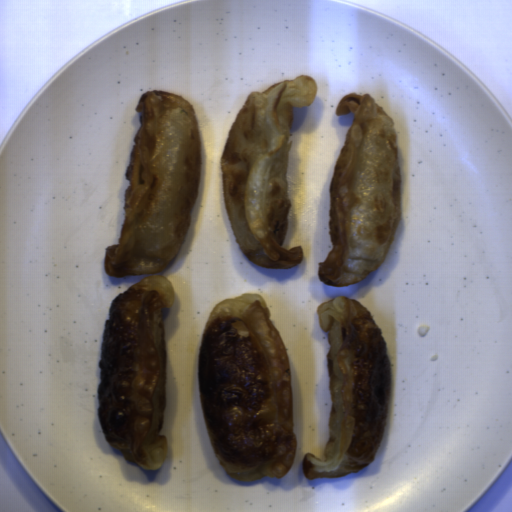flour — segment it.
I'll list each match as a JSON object with an SVG mask.
<instances>
[{
  "label": "flour",
  "instance_id": "4",
  "mask_svg": "<svg viewBox=\"0 0 512 512\" xmlns=\"http://www.w3.org/2000/svg\"><path fill=\"white\" fill-rule=\"evenodd\" d=\"M174 304L173 285L152 275L114 298L104 323L99 426L105 441L141 470L159 469L168 450L161 434L166 407L163 310Z\"/></svg>",
  "mask_w": 512,
  "mask_h": 512
},
{
  "label": "flour",
  "instance_id": "1",
  "mask_svg": "<svg viewBox=\"0 0 512 512\" xmlns=\"http://www.w3.org/2000/svg\"><path fill=\"white\" fill-rule=\"evenodd\" d=\"M198 373L208 436L225 473L241 482L287 474L297 451L289 354L261 294L211 308Z\"/></svg>",
  "mask_w": 512,
  "mask_h": 512
},
{
  "label": "flour",
  "instance_id": "2",
  "mask_svg": "<svg viewBox=\"0 0 512 512\" xmlns=\"http://www.w3.org/2000/svg\"><path fill=\"white\" fill-rule=\"evenodd\" d=\"M140 127L125 178L118 244L104 254L108 278L157 273L182 249L198 194L201 161L196 111L179 94L149 90L136 105Z\"/></svg>",
  "mask_w": 512,
  "mask_h": 512
},
{
  "label": "flour",
  "instance_id": "6",
  "mask_svg": "<svg viewBox=\"0 0 512 512\" xmlns=\"http://www.w3.org/2000/svg\"><path fill=\"white\" fill-rule=\"evenodd\" d=\"M326 333L331 410L325 459L307 453L308 480L358 473L375 460L389 411L391 363L386 342L370 311L347 296L317 308Z\"/></svg>",
  "mask_w": 512,
  "mask_h": 512
},
{
  "label": "flour",
  "instance_id": "3",
  "mask_svg": "<svg viewBox=\"0 0 512 512\" xmlns=\"http://www.w3.org/2000/svg\"><path fill=\"white\" fill-rule=\"evenodd\" d=\"M313 78L299 75L251 92L238 112L221 156L227 215L244 256L262 268L290 269L302 246L283 247L291 204L287 177L294 107H309Z\"/></svg>",
  "mask_w": 512,
  "mask_h": 512
},
{
  "label": "flour",
  "instance_id": "5",
  "mask_svg": "<svg viewBox=\"0 0 512 512\" xmlns=\"http://www.w3.org/2000/svg\"><path fill=\"white\" fill-rule=\"evenodd\" d=\"M354 115L330 184L333 248L319 262L326 285L361 282L385 261L400 225L402 203L398 134L394 121L369 93H348L336 116Z\"/></svg>",
  "mask_w": 512,
  "mask_h": 512
}]
</instances>
